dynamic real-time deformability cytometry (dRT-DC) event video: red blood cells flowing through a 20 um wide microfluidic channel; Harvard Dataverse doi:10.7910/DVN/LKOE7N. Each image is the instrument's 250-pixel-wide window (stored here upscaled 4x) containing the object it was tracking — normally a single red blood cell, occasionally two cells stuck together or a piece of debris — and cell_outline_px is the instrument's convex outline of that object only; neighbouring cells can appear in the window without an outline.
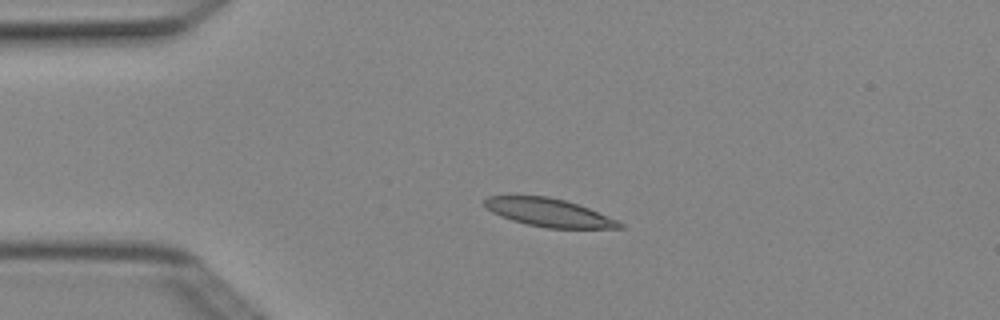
{"species": "Egyptian fruit bat (a non-hibernating species)", "species_latin": "Rousettus aegyptiacus", "temperature_condition": "cold", "stored_images_in_passage": 4, "camera_frame_rate_fps": 3000, "um_per_image_px": 0.085, "animal": {"sex": "female"}, "frame": {"image": 1, "passage_image": 3, "time_ms": 0.667, "image_size_px": [1000, 320], "cell_outline_px": [[624, 228], [548, 228], [528, 224], [512, 220], [500, 216], [492, 212], [484, 204], [484, 200], [488, 196], [548, 196], [564, 200], [588, 208], [616, 220], [624, 224]], "centroid_in_image_um": [46.64, 18.07], "position_along_channel_um": 38.4, "area_um2": 21.73}}